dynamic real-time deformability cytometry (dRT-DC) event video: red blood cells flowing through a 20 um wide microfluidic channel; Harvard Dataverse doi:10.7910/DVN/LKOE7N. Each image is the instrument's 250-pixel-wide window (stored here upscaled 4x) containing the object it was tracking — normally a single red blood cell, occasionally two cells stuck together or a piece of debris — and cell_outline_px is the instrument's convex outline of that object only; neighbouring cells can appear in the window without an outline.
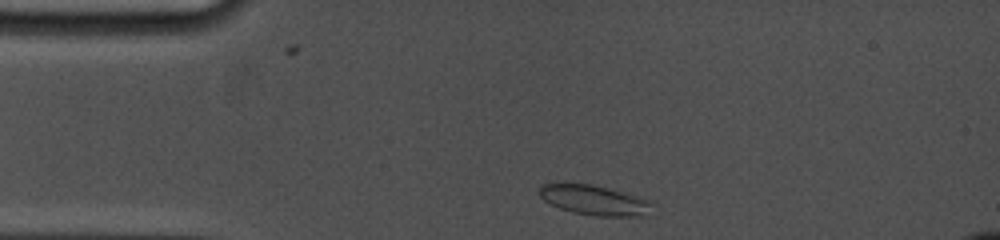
{"species": "common noctule bat (a hibernating species)", "species_latin": "Nyctalus noctula", "temperature_condition": "cold", "stored_images_in_passage": 7, "camera_frame_rate_fps": 5000, "um_per_image_px": 0.085, "animal": {"sex": "female", "body_mass_g": 19.0, "forearm_length_mm": 53.3}, "frame": {"image": 1, "passage_image": 1, "time_ms": 0.0, "image_size_px": [1000, 240], "cell_outline_px": [[652, 204], [648, 216], [596, 216], [572, 212], [560, 208], [544, 200], [540, 196], [540, 188], [544, 184], [560, 180], [564, 180], [592, 184], [640, 196], [652, 200]], "centroid_in_image_um": [50.51, 16.97], "position_along_channel_um": 34.5, "area_um2": 20.35}}
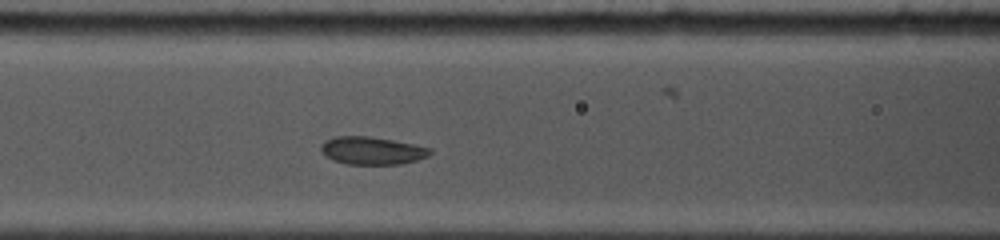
{"frame": {"image": 2, "passage_image": 6, "time_ms": 3.6, "image_size_px": [1000, 240], "cell_outline_px": [[432, 152], [428, 156], [416, 160], [400, 164], [344, 164], [332, 160], [320, 152], [320, 144], [324, 140], [332, 136], [368, 136], [392, 140], [432, 148]], "centroid_in_image_um": [31.56, 12.8], "position_along_channel_um": 135.0, "area_um2": 17.8}}